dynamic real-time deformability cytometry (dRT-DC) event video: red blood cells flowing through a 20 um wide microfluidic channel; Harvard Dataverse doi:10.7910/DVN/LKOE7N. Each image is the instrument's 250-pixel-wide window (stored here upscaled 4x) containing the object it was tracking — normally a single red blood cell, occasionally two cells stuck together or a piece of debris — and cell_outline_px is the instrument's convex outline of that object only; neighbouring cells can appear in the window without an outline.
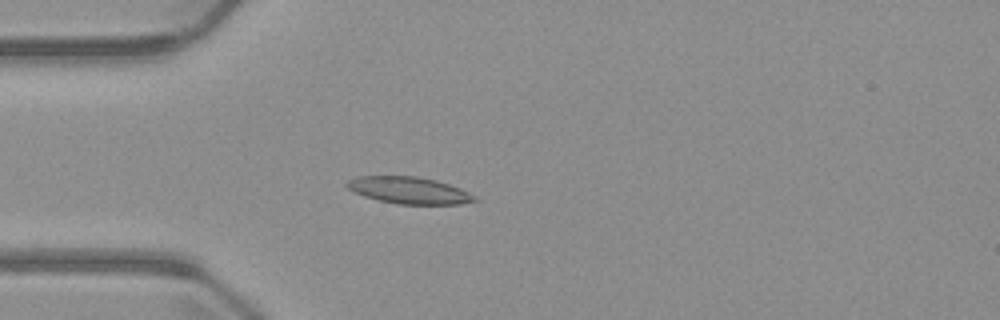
{"species": "common noctule bat (a hibernating species)", "species_latin": "Nyctalus noctula", "temperature_condition": "warm", "stored_images_in_passage": 5, "camera_frame_rate_fps": 3000, "um_per_image_px": 0.085, "animal": {"sex": "male", "body_mass_g": 23.1, "forearm_length_mm": 52.7}, "frame": {"image": 1, "passage_image": 5, "time_ms": 4.667, "image_size_px": [1000, 320], "cell_outline_px": [[480, 200], [460, 204], [396, 204], [364, 196], [348, 188], [344, 184], [348, 180], [360, 176], [416, 176], [436, 180], [460, 188], [476, 196]], "centroid_in_image_um": [34.8, 16.18], "position_along_channel_um": 50.2, "area_um2": 19.88}}